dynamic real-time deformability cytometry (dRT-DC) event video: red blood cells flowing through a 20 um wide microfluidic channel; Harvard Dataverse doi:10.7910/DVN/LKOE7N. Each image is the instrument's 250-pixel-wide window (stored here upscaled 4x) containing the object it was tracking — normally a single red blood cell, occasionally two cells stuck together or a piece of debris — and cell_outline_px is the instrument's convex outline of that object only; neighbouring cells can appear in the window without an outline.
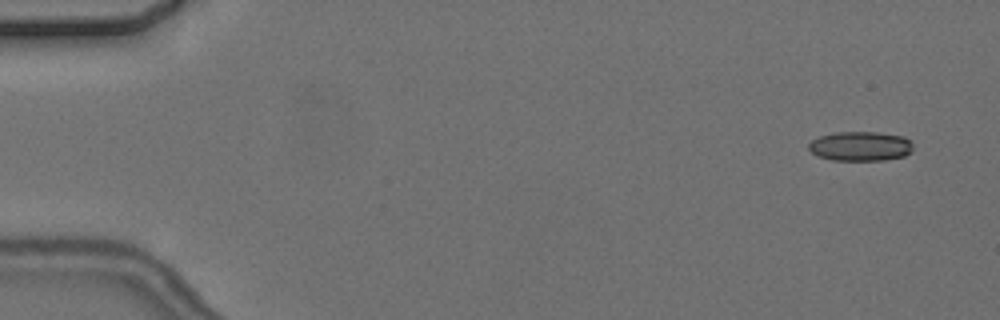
{"species": "common noctule bat (a hibernating species)", "species_latin": "Nyctalus noctula", "temperature_condition": "cold", "stored_images_in_passage": 5, "camera_frame_rate_fps": 3000, "um_per_image_px": 0.085, "animal": {"sex": "female", "body_mass_g": 24.6, "forearm_length_mm": 56.2}, "frame": {"image": 1, "passage_image": 1, "time_ms": 0.0, "image_size_px": [1000, 320], "cell_outline_px": [[912, 152], [904, 156], [884, 160], [832, 160], [820, 156], [812, 152], [808, 148], [808, 144], [812, 140], [820, 136], [836, 132], [876, 132], [904, 136], [912, 144]], "centroid_in_image_um": [73.15, 12.42], "position_along_channel_um": 11.9, "area_um2": 17.86}}